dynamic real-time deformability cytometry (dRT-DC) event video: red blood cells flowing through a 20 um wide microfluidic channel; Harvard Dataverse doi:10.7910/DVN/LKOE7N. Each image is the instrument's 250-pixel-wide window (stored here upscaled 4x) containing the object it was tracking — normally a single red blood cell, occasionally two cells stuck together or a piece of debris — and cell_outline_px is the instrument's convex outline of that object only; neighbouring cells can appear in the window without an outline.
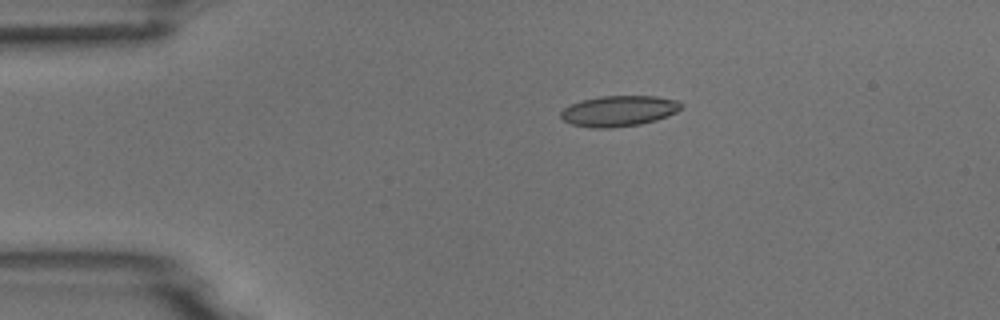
{"species": "common noctule bat (a hibernating species)", "species_latin": "Nyctalus noctula", "temperature_condition": "room temperature", "stored_images_in_passage": 5, "camera_frame_rate_fps": 3000, "um_per_image_px": 0.085, "animal": {"sex": "male", "body_mass_g": 18.8}, "frame": {"image": 1, "passage_image": 3, "time_ms": 2.333, "image_size_px": [1000, 320], "cell_outline_px": [[684, 104], [676, 112], [668, 116], [656, 120], [640, 124], [608, 128], [592, 128], [572, 124], [564, 120], [560, 116], [560, 112], [564, 108], [580, 100], [600, 96], [656, 96], [676, 100]], "centroid_in_image_um": [52.6, 9.43], "position_along_channel_um": 32.4, "area_um2": 21.5}}